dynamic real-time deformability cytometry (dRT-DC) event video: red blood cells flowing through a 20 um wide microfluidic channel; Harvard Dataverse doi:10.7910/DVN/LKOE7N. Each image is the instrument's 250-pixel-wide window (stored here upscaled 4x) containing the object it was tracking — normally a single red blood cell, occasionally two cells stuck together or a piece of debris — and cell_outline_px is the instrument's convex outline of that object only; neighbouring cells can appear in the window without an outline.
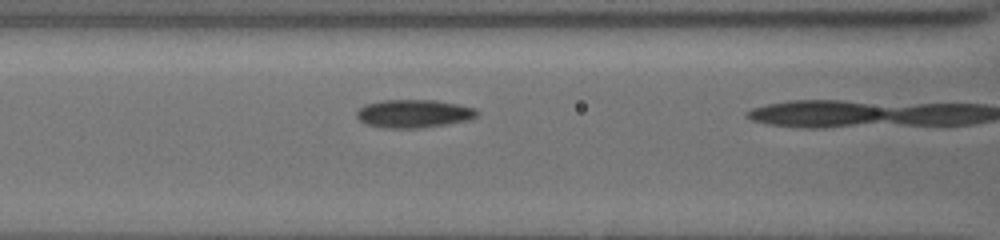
{"species": "common noctule bat (a hibernating species)", "species_latin": "Nyctalus noctula", "temperature_condition": "cold", "stored_images_in_passage": 7, "camera_frame_rate_fps": 3000, "um_per_image_px": 0.085, "animal": {"sex": "female", "body_mass_g": 19.5, "forearm_length_mm": 54.1}, "frame": {"image": 1, "passage_image": 7, "time_ms": 5.333, "image_size_px": [1000, 240], "cell_outline_px": [[480, 112], [476, 116], [468, 120], [420, 128], [384, 128], [364, 124], [356, 116], [356, 112], [364, 104], [384, 100], [436, 100], [476, 108]], "centroid_in_image_um": [35.14, 9.66], "position_along_channel_um": 131.5, "area_um2": 19.77}}